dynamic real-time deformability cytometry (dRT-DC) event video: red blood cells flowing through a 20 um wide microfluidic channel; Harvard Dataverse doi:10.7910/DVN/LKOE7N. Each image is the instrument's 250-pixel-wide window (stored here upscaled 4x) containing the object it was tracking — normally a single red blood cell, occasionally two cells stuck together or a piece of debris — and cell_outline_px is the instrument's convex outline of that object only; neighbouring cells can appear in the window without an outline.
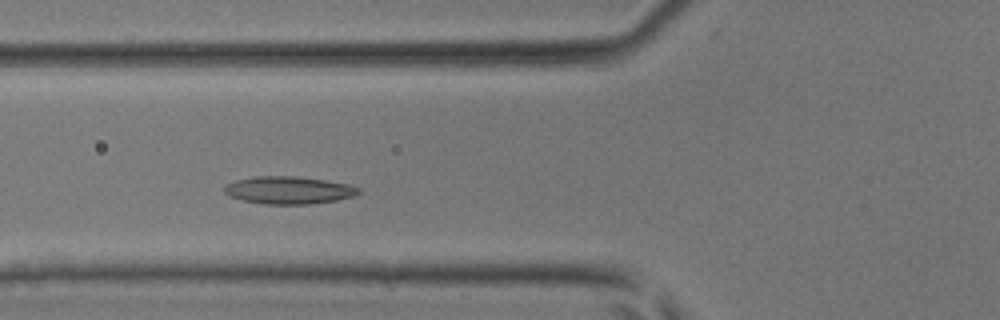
{"species": "common noctule bat (a hibernating species)", "species_latin": "Nyctalus noctula", "temperature_condition": "room temperature", "stored_images_in_passage": 5, "camera_frame_rate_fps": 3000, "um_per_image_px": 0.085, "animal": {"sex": "male", "body_mass_g": 17.9, "forearm_length_mm": 54.2}, "frame": {"image": 1, "passage_image": 4, "time_ms": 1.0, "image_size_px": [1000, 320], "cell_outline_px": [[360, 192], [352, 196], [336, 200], [308, 204], [264, 204], [244, 200], [228, 196], [224, 192], [224, 188], [228, 184], [236, 180], [256, 176], [292, 176], [324, 180], [348, 184], [360, 188]], "centroid_in_image_um": [24.52, 16.16], "position_along_channel_um": 101.3, "area_um2": 21.27}}
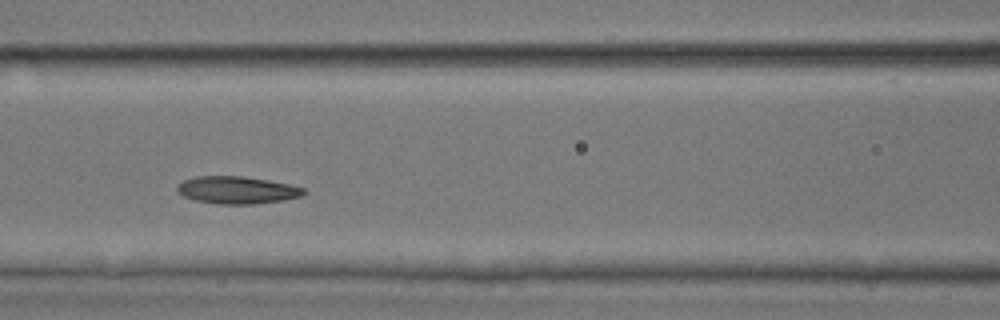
{"frame": {"image": 2, "passage_image": 5, "time_ms": 1.333, "image_size_px": [1000, 320], "cell_outline_px": [[304, 192], [300, 196], [284, 200], [252, 204], [220, 204], [196, 200], [184, 196], [176, 192], [176, 188], [184, 180], [196, 176], [244, 176], [268, 180], [288, 184], [304, 188]], "centroid_in_image_um": [20.12, 16.15], "position_along_channel_um": 146.5, "area_um2": 20.0}}